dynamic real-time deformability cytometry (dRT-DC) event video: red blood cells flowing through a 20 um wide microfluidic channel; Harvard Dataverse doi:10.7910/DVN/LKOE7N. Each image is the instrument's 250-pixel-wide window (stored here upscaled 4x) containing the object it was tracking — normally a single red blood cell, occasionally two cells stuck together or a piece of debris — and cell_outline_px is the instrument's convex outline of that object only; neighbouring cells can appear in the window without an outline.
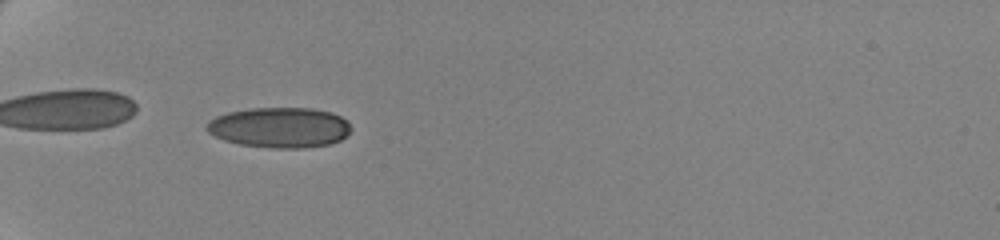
{"species": "human", "species_latin": "Homo sapiens", "temperature_condition": "cold", "stored_images_in_passage": 61, "camera_frame_rate_fps": 3000, "um_per_image_px": 0.085, "donor": {"sex": "female"}, "frame": {"image": 1, "passage_image": 23, "time_ms": 7.333, "image_size_px": [1000, 240], "cell_outline_px": [[352, 128], [340, 140], [332, 144], [300, 148], [272, 148], [240, 144], [224, 140], [208, 132], [204, 128], [208, 120], [216, 116], [228, 112], [248, 108], [312, 108], [332, 112], [348, 120]], "centroid_in_image_um": [23.76, 10.83], "position_along_channel_um": 61.2, "area_um2": 34.16}}
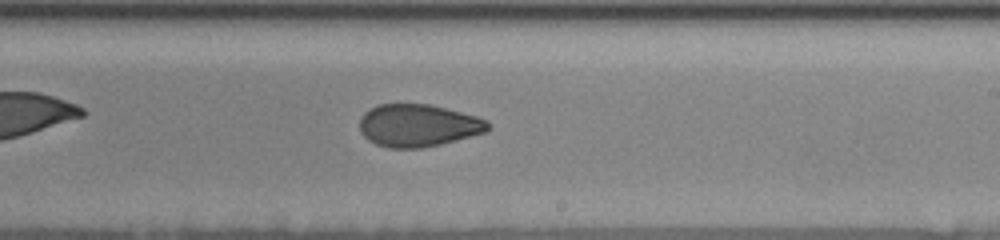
{"frame": {"image": 2, "passage_image": 41, "time_ms": 13.333, "image_size_px": [1000, 240], "cell_outline_px": [[492, 128], [484, 132], [440, 144], [420, 148], [388, 148], [376, 144], [368, 140], [360, 132], [360, 116], [364, 112], [376, 104], [428, 104], [476, 116], [484, 120]], "centroid_in_image_um": [35.47, 10.66], "position_along_channel_um": 253.5, "area_um2": 31.56}}
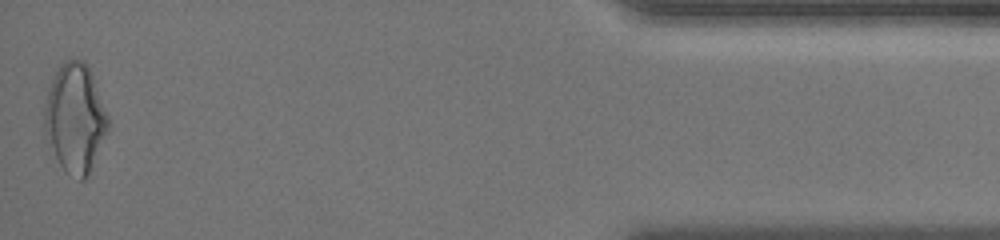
{"frame": {"image": 3, "passage_image": 61, "time_ms": 20.0, "image_size_px": [1000, 240], "cell_outline_px": [[108, 128], [88, 172], [84, 180], [80, 180], [64, 172], [44, 132], [44, 108], [48, 92], [52, 80], [60, 64], [64, 60], [84, 60], [88, 64], [92, 72], [108, 116]], "centroid_in_image_um": [6.37, 9.99], "position_along_channel_um": 428.8, "area_um2": 39.65}, "authors_computed_cell_mechanics": {"area_um2": 32.5414, "velocity_mm_per_s": 3.5099, "shape_relaxation_time_tau1_ms": 6.5397, "shape_relaxation_time_tau2_ms": 2.305, "deformation_change_tau1": 0.1537, "deformation_change_tau2": 0.0735}}